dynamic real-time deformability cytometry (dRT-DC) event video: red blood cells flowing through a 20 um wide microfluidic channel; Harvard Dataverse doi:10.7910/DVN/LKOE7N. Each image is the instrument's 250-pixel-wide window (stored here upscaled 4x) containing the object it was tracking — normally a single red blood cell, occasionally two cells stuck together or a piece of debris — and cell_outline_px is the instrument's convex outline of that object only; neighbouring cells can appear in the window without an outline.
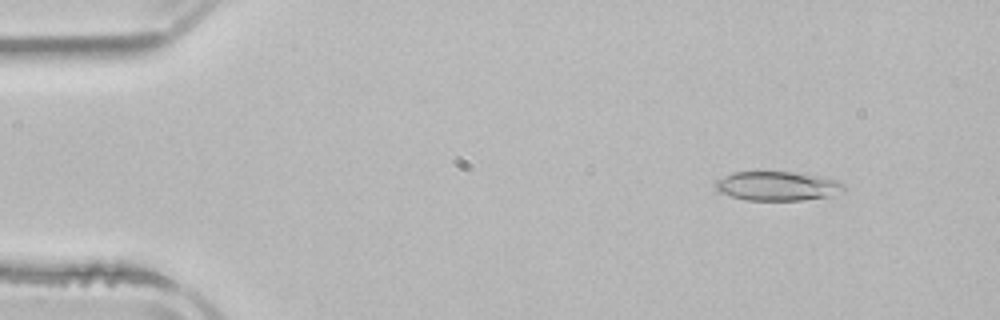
{"species": "common noctule bat (a hibernating species)", "species_latin": "Nyctalus noctula", "temperature_condition": "room temperature", "stored_images_in_passage": 3, "camera_frame_rate_fps": 3000, "um_per_image_px": 0.085, "animal": {"sex": "male", "body_mass_g": 21.5, "forearm_length_mm": 52.0}, "frame": {"image": 1, "passage_image": 2, "time_ms": 1.333, "image_size_px": [1000, 320], "cell_outline_px": [[844, 192], [828, 196], [800, 200], [744, 200], [720, 192], [712, 184], [716, 180], [732, 172], [792, 172], [840, 180], [844, 184]], "centroid_in_image_um": [66.06, 15.81], "position_along_channel_um": 18.9, "area_um2": 21.79}}